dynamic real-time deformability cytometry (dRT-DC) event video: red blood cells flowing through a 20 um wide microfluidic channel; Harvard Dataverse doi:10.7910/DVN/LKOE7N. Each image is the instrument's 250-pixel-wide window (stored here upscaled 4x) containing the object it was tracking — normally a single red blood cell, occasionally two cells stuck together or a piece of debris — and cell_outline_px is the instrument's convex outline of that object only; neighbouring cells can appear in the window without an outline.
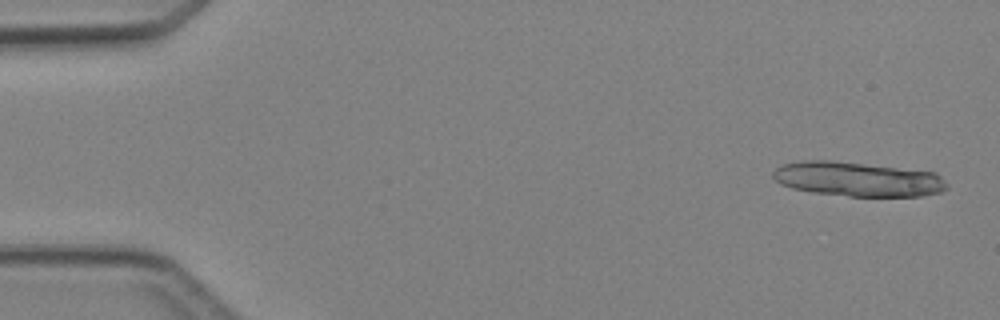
{"species": "Egyptian fruit bat (a non-hibernating species)", "species_latin": "Rousettus aegyptiacus", "temperature_condition": "cold", "stored_images_in_passage": 5, "camera_frame_rate_fps": 3000, "um_per_image_px": 0.085, "animal": {"sex": "female"}, "frame": {"image": 1, "passage_image": 1, "time_ms": 0.0, "image_size_px": [1000, 320], "cell_outline_px": [[948, 188], [940, 192], [924, 196], [848, 196], [812, 192], [792, 188], [780, 184], [772, 176], [772, 172], [776, 168], [784, 164], [804, 160], [832, 160], [936, 172], [948, 184]], "centroid_in_image_um": [72.91, 15.23], "position_along_channel_um": 12.1, "area_um2": 35.03}}